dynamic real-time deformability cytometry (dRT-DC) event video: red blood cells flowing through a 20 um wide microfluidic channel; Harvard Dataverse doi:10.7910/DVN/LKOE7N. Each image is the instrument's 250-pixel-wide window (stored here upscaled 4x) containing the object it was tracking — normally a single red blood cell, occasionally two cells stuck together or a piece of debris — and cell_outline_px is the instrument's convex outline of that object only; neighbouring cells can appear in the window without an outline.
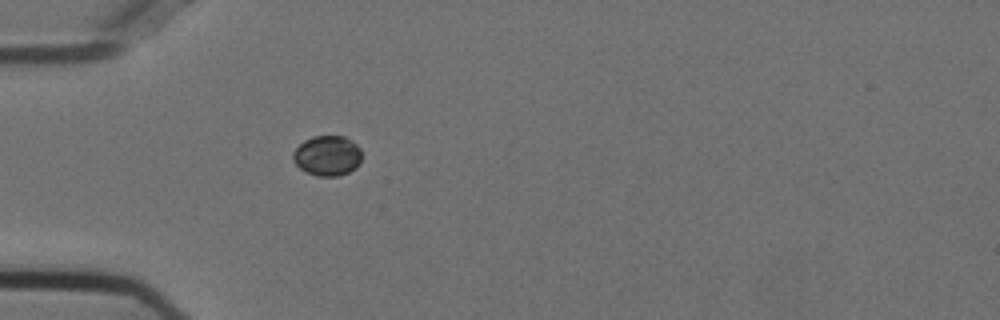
{"species": "Egyptian fruit bat (a non-hibernating species)", "species_latin": "Rousettus aegyptiacus", "temperature_condition": "cold", "stored_images_in_passage": 12, "camera_frame_rate_fps": 3000, "um_per_image_px": 0.085, "animal": {"sex": "female"}, "frame": {"image": 1, "passage_image": 1, "time_ms": 0.0, "image_size_px": [1000, 320], "cell_outline_px": [[360, 164], [356, 168], [348, 172], [336, 176], [316, 176], [300, 168], [292, 160], [292, 152], [304, 140], [312, 136], [344, 136], [352, 140], [360, 148]], "centroid_in_image_um": [27.81, 13.22], "position_along_channel_um": 57.2, "area_um2": 16.13}}
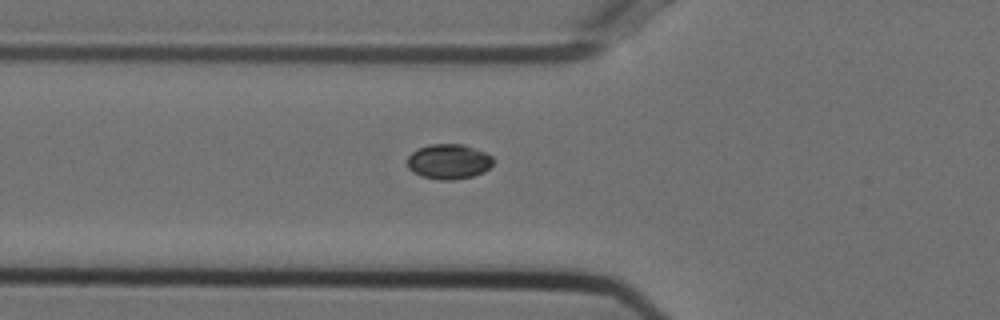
{"frame": {"image": 2, "passage_image": 4, "time_ms": 1.0, "image_size_px": [1000, 320], "cell_outline_px": [[492, 164], [484, 172], [472, 176], [452, 180], [440, 180], [420, 176], [412, 172], [408, 168], [408, 156], [416, 148], [428, 144], [464, 144], [484, 152], [492, 156]], "centroid_in_image_um": [38.1, 13.73], "position_along_channel_um": 87.7, "area_um2": 17.63}}
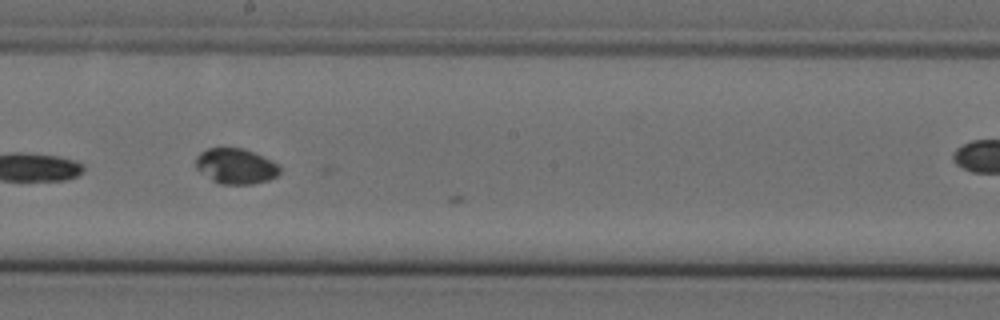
{"frame": {"image": 3, "passage_image": 10, "time_ms": 3.0, "image_size_px": [1000, 320], "cell_outline_px": [[280, 172], [276, 176], [268, 180], [252, 184], [220, 184], [212, 180], [196, 168], [196, 156], [200, 152], [208, 148], [244, 148], [272, 160], [280, 168]], "centroid_in_image_um": [20.03, 14.12], "position_along_channel_um": 228.2, "area_um2": 17.28}}